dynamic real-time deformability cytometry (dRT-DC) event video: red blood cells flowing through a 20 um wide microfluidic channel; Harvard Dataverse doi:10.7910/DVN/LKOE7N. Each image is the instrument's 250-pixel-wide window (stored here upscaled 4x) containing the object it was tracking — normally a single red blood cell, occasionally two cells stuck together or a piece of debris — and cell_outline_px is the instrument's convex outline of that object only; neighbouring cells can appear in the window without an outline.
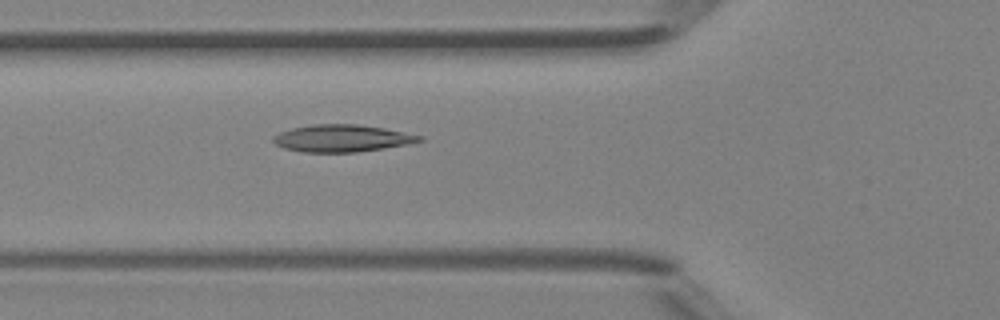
{"species": "Egyptian fruit bat (a non-hibernating species)", "species_latin": "Rousettus aegyptiacus", "temperature_condition": "room temperature", "stored_images_in_passage": 37, "camera_frame_rate_fps": 3000, "um_per_image_px": 0.085, "animal": {"sex": "female"}, "frame": {"image": 1, "passage_image": 7, "time_ms": 2.0, "image_size_px": [1000, 320], "cell_outline_px": [[424, 140], [408, 144], [384, 148], [356, 152], [304, 152], [284, 148], [276, 144], [272, 140], [272, 136], [280, 132], [292, 128], [312, 124], [356, 124], [384, 128], [424, 136]], "centroid_in_image_um": [29.07, 11.75], "position_along_channel_um": 96.7, "area_um2": 23.12}}
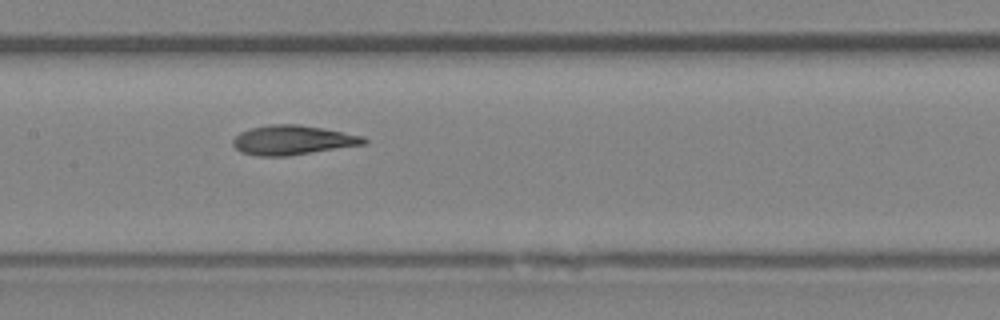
{"frame": {"image": 2, "passage_image": 13, "time_ms": 4.0, "image_size_px": [1000, 320], "cell_outline_px": [[368, 140], [364, 144], [288, 156], [256, 156], [240, 152], [232, 144], [232, 140], [240, 132], [248, 128], [268, 124], [300, 124], [324, 128], [364, 136]], "centroid_in_image_um": [24.84, 11.9], "position_along_channel_um": 182.6, "area_um2": 22.66}}
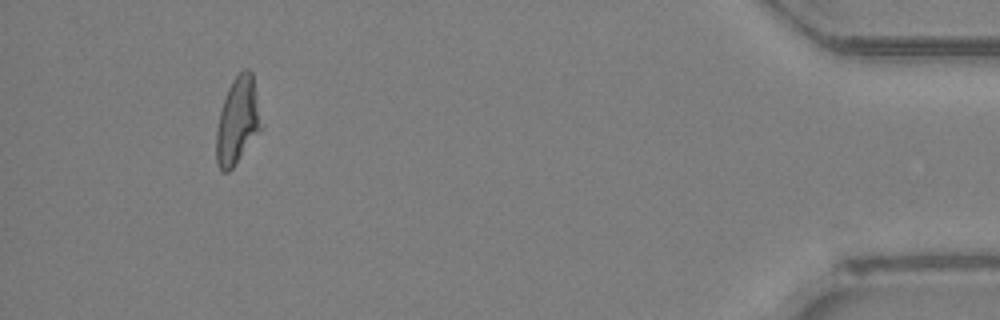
{"frame": {"image": 3, "passage_image": 34, "time_ms": 11.0, "image_size_px": [1000, 320], "cell_outline_px": [[260, 128], [232, 168], [228, 172], [220, 172], [216, 164], [216, 132], [220, 112], [228, 88], [232, 80], [244, 68], [248, 68], [252, 72]], "centroid_in_image_um": [20.12, 10.28], "position_along_channel_um": 415.1, "area_um2": 21.73}, "authors_computed_cell_mechanics": {"area_um2": 22.5998, "velocity_mm_per_s": 4.2897, "shape_relaxation_time_tau1_ms": 8.2165, "shape_relaxation_time_tau2_ms": 2.1368, "deformation_change_tau1": 0.2065, "deformation_change_tau2": 0.0877}}